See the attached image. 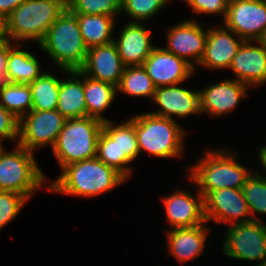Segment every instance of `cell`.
Masks as SVG:
<instances>
[{"instance_id":"d6986e66","label":"cell","mask_w":266,"mask_h":266,"mask_svg":"<svg viewBox=\"0 0 266 266\" xmlns=\"http://www.w3.org/2000/svg\"><path fill=\"white\" fill-rule=\"evenodd\" d=\"M125 65L114 42L88 49L80 71L87 77L118 86Z\"/></svg>"},{"instance_id":"d590c367","label":"cell","mask_w":266,"mask_h":266,"mask_svg":"<svg viewBox=\"0 0 266 266\" xmlns=\"http://www.w3.org/2000/svg\"><path fill=\"white\" fill-rule=\"evenodd\" d=\"M19 139V119L7 111L0 104V145H4V140L15 141Z\"/></svg>"},{"instance_id":"30bf717a","label":"cell","mask_w":266,"mask_h":266,"mask_svg":"<svg viewBox=\"0 0 266 266\" xmlns=\"http://www.w3.org/2000/svg\"><path fill=\"white\" fill-rule=\"evenodd\" d=\"M222 22L244 41H261L266 33V0H229Z\"/></svg>"},{"instance_id":"603a6c76","label":"cell","mask_w":266,"mask_h":266,"mask_svg":"<svg viewBox=\"0 0 266 266\" xmlns=\"http://www.w3.org/2000/svg\"><path fill=\"white\" fill-rule=\"evenodd\" d=\"M96 157L106 166L112 167L126 179L132 174V162L127 156H120L118 147V124L112 120L103 123L97 142Z\"/></svg>"},{"instance_id":"44dd1931","label":"cell","mask_w":266,"mask_h":266,"mask_svg":"<svg viewBox=\"0 0 266 266\" xmlns=\"http://www.w3.org/2000/svg\"><path fill=\"white\" fill-rule=\"evenodd\" d=\"M169 230V231H168ZM167 250L180 264L193 261L204 252L210 229L207 222L192 228L168 229Z\"/></svg>"},{"instance_id":"5b68a950","label":"cell","mask_w":266,"mask_h":266,"mask_svg":"<svg viewBox=\"0 0 266 266\" xmlns=\"http://www.w3.org/2000/svg\"><path fill=\"white\" fill-rule=\"evenodd\" d=\"M13 150L0 145V191H12L23 195L28 201L42 187L48 190L46 175L39 167L35 154L14 144Z\"/></svg>"},{"instance_id":"6da1fadb","label":"cell","mask_w":266,"mask_h":266,"mask_svg":"<svg viewBox=\"0 0 266 266\" xmlns=\"http://www.w3.org/2000/svg\"><path fill=\"white\" fill-rule=\"evenodd\" d=\"M127 179L97 157L71 163L61 169L48 191L77 197H96L125 183Z\"/></svg>"},{"instance_id":"d6a6232c","label":"cell","mask_w":266,"mask_h":266,"mask_svg":"<svg viewBox=\"0 0 266 266\" xmlns=\"http://www.w3.org/2000/svg\"><path fill=\"white\" fill-rule=\"evenodd\" d=\"M118 147L120 156H127L132 162L140 155L135 132V115L118 124Z\"/></svg>"},{"instance_id":"f35d334b","label":"cell","mask_w":266,"mask_h":266,"mask_svg":"<svg viewBox=\"0 0 266 266\" xmlns=\"http://www.w3.org/2000/svg\"><path fill=\"white\" fill-rule=\"evenodd\" d=\"M10 40L7 29V17L0 13V43Z\"/></svg>"},{"instance_id":"e0dca14e","label":"cell","mask_w":266,"mask_h":266,"mask_svg":"<svg viewBox=\"0 0 266 266\" xmlns=\"http://www.w3.org/2000/svg\"><path fill=\"white\" fill-rule=\"evenodd\" d=\"M243 42V39L223 24L208 28L204 54L198 66L220 71L229 69Z\"/></svg>"},{"instance_id":"5bb4252c","label":"cell","mask_w":266,"mask_h":266,"mask_svg":"<svg viewBox=\"0 0 266 266\" xmlns=\"http://www.w3.org/2000/svg\"><path fill=\"white\" fill-rule=\"evenodd\" d=\"M142 66L156 88L181 84L195 73V69L184 59L158 46L153 48Z\"/></svg>"},{"instance_id":"e575fe53","label":"cell","mask_w":266,"mask_h":266,"mask_svg":"<svg viewBox=\"0 0 266 266\" xmlns=\"http://www.w3.org/2000/svg\"><path fill=\"white\" fill-rule=\"evenodd\" d=\"M195 14L220 15L224 20L228 10L229 0H183Z\"/></svg>"},{"instance_id":"4fadbf2b","label":"cell","mask_w":266,"mask_h":266,"mask_svg":"<svg viewBox=\"0 0 266 266\" xmlns=\"http://www.w3.org/2000/svg\"><path fill=\"white\" fill-rule=\"evenodd\" d=\"M196 194L187 190L177 189L163 197L166 220L170 229L192 228L206 223L204 215V197L198 191Z\"/></svg>"},{"instance_id":"9a60e30c","label":"cell","mask_w":266,"mask_h":266,"mask_svg":"<svg viewBox=\"0 0 266 266\" xmlns=\"http://www.w3.org/2000/svg\"><path fill=\"white\" fill-rule=\"evenodd\" d=\"M249 87L236 79H223L199 90L201 114L220 117L232 112L236 106L248 97Z\"/></svg>"},{"instance_id":"3957f363","label":"cell","mask_w":266,"mask_h":266,"mask_svg":"<svg viewBox=\"0 0 266 266\" xmlns=\"http://www.w3.org/2000/svg\"><path fill=\"white\" fill-rule=\"evenodd\" d=\"M38 46L63 72L80 70L85 64L88 52L78 19L68 8L48 29L44 40Z\"/></svg>"},{"instance_id":"484cf974","label":"cell","mask_w":266,"mask_h":266,"mask_svg":"<svg viewBox=\"0 0 266 266\" xmlns=\"http://www.w3.org/2000/svg\"><path fill=\"white\" fill-rule=\"evenodd\" d=\"M83 41L88 49L113 42L116 17L108 15L75 14Z\"/></svg>"},{"instance_id":"d4e9b609","label":"cell","mask_w":266,"mask_h":266,"mask_svg":"<svg viewBox=\"0 0 266 266\" xmlns=\"http://www.w3.org/2000/svg\"><path fill=\"white\" fill-rule=\"evenodd\" d=\"M114 85L91 79L84 75V95L87 116L107 122L111 119L104 117V112L110 109L117 96Z\"/></svg>"},{"instance_id":"4316f807","label":"cell","mask_w":266,"mask_h":266,"mask_svg":"<svg viewBox=\"0 0 266 266\" xmlns=\"http://www.w3.org/2000/svg\"><path fill=\"white\" fill-rule=\"evenodd\" d=\"M52 72H45L30 85L32 92V110L51 111L58 106V94L61 79Z\"/></svg>"},{"instance_id":"74e56055","label":"cell","mask_w":266,"mask_h":266,"mask_svg":"<svg viewBox=\"0 0 266 266\" xmlns=\"http://www.w3.org/2000/svg\"><path fill=\"white\" fill-rule=\"evenodd\" d=\"M25 0H0V13L8 17Z\"/></svg>"},{"instance_id":"4dcf8cb0","label":"cell","mask_w":266,"mask_h":266,"mask_svg":"<svg viewBox=\"0 0 266 266\" xmlns=\"http://www.w3.org/2000/svg\"><path fill=\"white\" fill-rule=\"evenodd\" d=\"M67 8L73 14L117 17L122 13L121 0H69Z\"/></svg>"},{"instance_id":"7c38bea8","label":"cell","mask_w":266,"mask_h":266,"mask_svg":"<svg viewBox=\"0 0 266 266\" xmlns=\"http://www.w3.org/2000/svg\"><path fill=\"white\" fill-rule=\"evenodd\" d=\"M206 222L227 226L252 221L242 189L225 188L211 191L204 198Z\"/></svg>"},{"instance_id":"ffe728a7","label":"cell","mask_w":266,"mask_h":266,"mask_svg":"<svg viewBox=\"0 0 266 266\" xmlns=\"http://www.w3.org/2000/svg\"><path fill=\"white\" fill-rule=\"evenodd\" d=\"M143 22H127L122 27L118 39H113L118 53L127 66H142L153 48L152 31Z\"/></svg>"},{"instance_id":"8d00e7d4","label":"cell","mask_w":266,"mask_h":266,"mask_svg":"<svg viewBox=\"0 0 266 266\" xmlns=\"http://www.w3.org/2000/svg\"><path fill=\"white\" fill-rule=\"evenodd\" d=\"M16 43L6 40L0 43V90L13 84L9 73L7 72V61L10 49Z\"/></svg>"},{"instance_id":"8992f818","label":"cell","mask_w":266,"mask_h":266,"mask_svg":"<svg viewBox=\"0 0 266 266\" xmlns=\"http://www.w3.org/2000/svg\"><path fill=\"white\" fill-rule=\"evenodd\" d=\"M135 132L139 153L145 151L157 158L183 157L186 132L176 120L149 112L135 115Z\"/></svg>"},{"instance_id":"277c9868","label":"cell","mask_w":266,"mask_h":266,"mask_svg":"<svg viewBox=\"0 0 266 266\" xmlns=\"http://www.w3.org/2000/svg\"><path fill=\"white\" fill-rule=\"evenodd\" d=\"M66 8L64 0H25L7 17L10 40L21 44L34 40L39 45Z\"/></svg>"},{"instance_id":"ac0fdd59","label":"cell","mask_w":266,"mask_h":266,"mask_svg":"<svg viewBox=\"0 0 266 266\" xmlns=\"http://www.w3.org/2000/svg\"><path fill=\"white\" fill-rule=\"evenodd\" d=\"M258 44V45H256ZM234 78L249 88L266 82V48L261 41H244L233 58L230 68Z\"/></svg>"},{"instance_id":"f546056e","label":"cell","mask_w":266,"mask_h":266,"mask_svg":"<svg viewBox=\"0 0 266 266\" xmlns=\"http://www.w3.org/2000/svg\"><path fill=\"white\" fill-rule=\"evenodd\" d=\"M254 172L246 179L242 191L252 220L257 221L260 220L257 218L258 214L266 215V178L262 177L258 173L259 171L257 173L256 171Z\"/></svg>"},{"instance_id":"83f0119b","label":"cell","mask_w":266,"mask_h":266,"mask_svg":"<svg viewBox=\"0 0 266 266\" xmlns=\"http://www.w3.org/2000/svg\"><path fill=\"white\" fill-rule=\"evenodd\" d=\"M116 89L129 96L146 97L152 101L156 87L143 66H127Z\"/></svg>"},{"instance_id":"2e32d148","label":"cell","mask_w":266,"mask_h":266,"mask_svg":"<svg viewBox=\"0 0 266 266\" xmlns=\"http://www.w3.org/2000/svg\"><path fill=\"white\" fill-rule=\"evenodd\" d=\"M157 107L156 111L149 113L174 119L188 118L191 115H200L199 90H188L177 85L158 87L152 101Z\"/></svg>"},{"instance_id":"f1b7e54d","label":"cell","mask_w":266,"mask_h":266,"mask_svg":"<svg viewBox=\"0 0 266 266\" xmlns=\"http://www.w3.org/2000/svg\"><path fill=\"white\" fill-rule=\"evenodd\" d=\"M0 104L17 119L32 110V92L29 84L13 83L0 90Z\"/></svg>"},{"instance_id":"836d02e7","label":"cell","mask_w":266,"mask_h":266,"mask_svg":"<svg viewBox=\"0 0 266 266\" xmlns=\"http://www.w3.org/2000/svg\"><path fill=\"white\" fill-rule=\"evenodd\" d=\"M28 200L12 191H0V231L8 225L25 207Z\"/></svg>"},{"instance_id":"7a4b0ae2","label":"cell","mask_w":266,"mask_h":266,"mask_svg":"<svg viewBox=\"0 0 266 266\" xmlns=\"http://www.w3.org/2000/svg\"><path fill=\"white\" fill-rule=\"evenodd\" d=\"M232 152V153H231ZM194 164L187 167L188 180L205 198L211 191L225 188L242 189L252 171L237 160L235 151L227 148L204 150ZM194 165V166H193Z\"/></svg>"},{"instance_id":"7402d4cb","label":"cell","mask_w":266,"mask_h":266,"mask_svg":"<svg viewBox=\"0 0 266 266\" xmlns=\"http://www.w3.org/2000/svg\"><path fill=\"white\" fill-rule=\"evenodd\" d=\"M66 79L61 78L57 110L66 119L87 117L84 95V74L80 70L65 71Z\"/></svg>"},{"instance_id":"8fae6325","label":"cell","mask_w":266,"mask_h":266,"mask_svg":"<svg viewBox=\"0 0 266 266\" xmlns=\"http://www.w3.org/2000/svg\"><path fill=\"white\" fill-rule=\"evenodd\" d=\"M194 18L171 25L166 32V45L163 47L168 52L173 53L179 58L184 59L194 69H196L203 57L207 34V30Z\"/></svg>"},{"instance_id":"1f68e13d","label":"cell","mask_w":266,"mask_h":266,"mask_svg":"<svg viewBox=\"0 0 266 266\" xmlns=\"http://www.w3.org/2000/svg\"><path fill=\"white\" fill-rule=\"evenodd\" d=\"M172 0H121V12L124 11L131 22H146L162 10Z\"/></svg>"},{"instance_id":"ab89813d","label":"cell","mask_w":266,"mask_h":266,"mask_svg":"<svg viewBox=\"0 0 266 266\" xmlns=\"http://www.w3.org/2000/svg\"><path fill=\"white\" fill-rule=\"evenodd\" d=\"M257 154H258V158H260L259 159L260 164L263 166V167L261 166V168L264 169L263 172H266V145L265 146L261 145V147H258V153ZM263 172L261 171V173L259 172V174L262 177L266 178V176H265L266 173H263Z\"/></svg>"},{"instance_id":"cb8c5ba5","label":"cell","mask_w":266,"mask_h":266,"mask_svg":"<svg viewBox=\"0 0 266 266\" xmlns=\"http://www.w3.org/2000/svg\"><path fill=\"white\" fill-rule=\"evenodd\" d=\"M21 43H16L9 51L7 72L16 84H31L39 78L45 70L39 63L37 56L28 50H22Z\"/></svg>"},{"instance_id":"ba28073f","label":"cell","mask_w":266,"mask_h":266,"mask_svg":"<svg viewBox=\"0 0 266 266\" xmlns=\"http://www.w3.org/2000/svg\"><path fill=\"white\" fill-rule=\"evenodd\" d=\"M228 228L221 245L223 255L241 261L258 262L253 266H261L266 262V223L264 221L252 220L233 224Z\"/></svg>"},{"instance_id":"9c48e42d","label":"cell","mask_w":266,"mask_h":266,"mask_svg":"<svg viewBox=\"0 0 266 266\" xmlns=\"http://www.w3.org/2000/svg\"><path fill=\"white\" fill-rule=\"evenodd\" d=\"M66 120L57 109L31 110L19 120L18 144L32 152L48 145L53 148Z\"/></svg>"},{"instance_id":"52a82bcc","label":"cell","mask_w":266,"mask_h":266,"mask_svg":"<svg viewBox=\"0 0 266 266\" xmlns=\"http://www.w3.org/2000/svg\"><path fill=\"white\" fill-rule=\"evenodd\" d=\"M103 122L92 118L67 119L52 148L60 170L74 162L95 158Z\"/></svg>"},{"instance_id":"60d3db41","label":"cell","mask_w":266,"mask_h":266,"mask_svg":"<svg viewBox=\"0 0 266 266\" xmlns=\"http://www.w3.org/2000/svg\"><path fill=\"white\" fill-rule=\"evenodd\" d=\"M261 42L264 44V46L266 48V33H265L264 37L262 38Z\"/></svg>"}]
</instances>
